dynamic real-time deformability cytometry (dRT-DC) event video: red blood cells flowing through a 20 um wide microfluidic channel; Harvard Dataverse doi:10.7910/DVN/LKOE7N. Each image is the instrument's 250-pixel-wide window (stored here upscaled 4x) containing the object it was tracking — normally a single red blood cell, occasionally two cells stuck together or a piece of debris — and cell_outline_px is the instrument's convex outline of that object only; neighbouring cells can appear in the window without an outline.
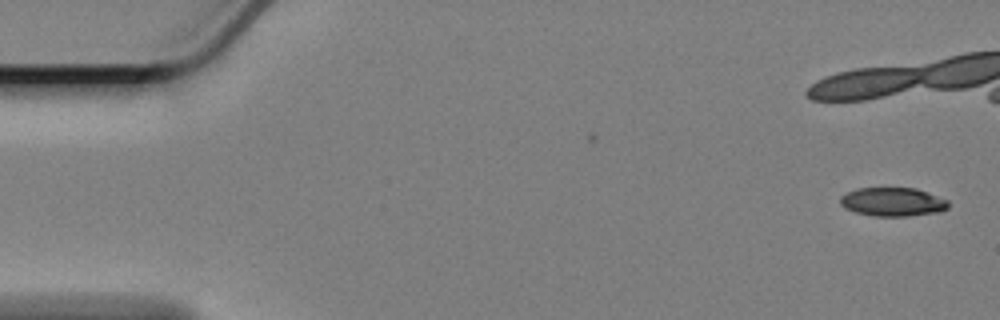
{"species": "Egyptian fruit bat (a non-hibernating species)", "species_latin": "Rousettus aegyptiacus", "temperature_condition": "cold", "stored_images_in_passage": 24, "camera_frame_rate_fps": 3000, "um_per_image_px": 0.085, "animal": {"sex": "female"}, "frame": {"image": 1, "passage_image": 1, "time_ms": 0.0, "image_size_px": [1000, 320], "cell_outline_px": [[948, 208], [940, 212], [908, 216], [872, 216], [856, 212], [844, 208], [840, 204], [840, 196], [856, 188], [916, 188], [948, 200]], "centroid_in_image_um": [75.87, 17.16], "position_along_channel_um": 9.1, "area_um2": 18.15}}